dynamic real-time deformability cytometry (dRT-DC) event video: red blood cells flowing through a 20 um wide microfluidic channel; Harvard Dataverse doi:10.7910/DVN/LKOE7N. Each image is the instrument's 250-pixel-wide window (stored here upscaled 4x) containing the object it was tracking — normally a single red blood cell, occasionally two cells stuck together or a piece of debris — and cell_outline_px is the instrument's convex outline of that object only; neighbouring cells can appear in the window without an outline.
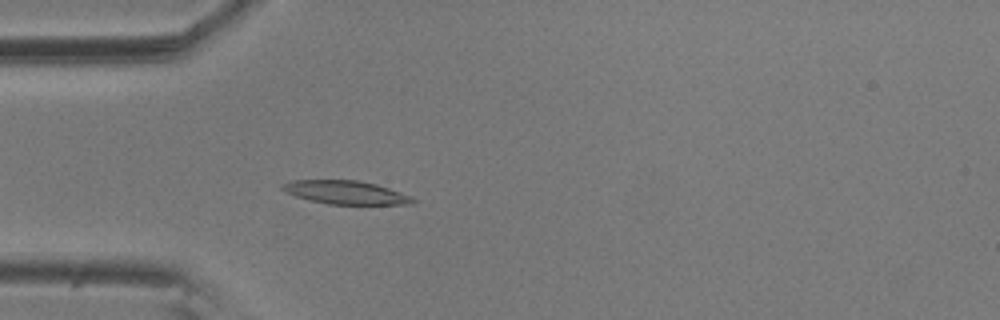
{"species": "common noctule bat (a hibernating species)", "species_latin": "Nyctalus noctula", "temperature_condition": "room temperature", "stored_images_in_passage": 4, "camera_frame_rate_fps": 3000, "um_per_image_px": 0.085, "animal": {"sex": "male", "body_mass_g": 20.5, "forearm_length_mm": 52.5}, "frame": {"image": 1, "passage_image": 4, "time_ms": 1.0, "image_size_px": [1000, 320], "cell_outline_px": [[416, 200], [412, 204], [328, 204], [296, 196], [280, 188], [280, 184], [292, 180], [356, 180], [376, 184], [412, 196]], "centroid_in_image_um": [29.39, 16.35], "position_along_channel_um": 55.6, "area_um2": 17.63}}